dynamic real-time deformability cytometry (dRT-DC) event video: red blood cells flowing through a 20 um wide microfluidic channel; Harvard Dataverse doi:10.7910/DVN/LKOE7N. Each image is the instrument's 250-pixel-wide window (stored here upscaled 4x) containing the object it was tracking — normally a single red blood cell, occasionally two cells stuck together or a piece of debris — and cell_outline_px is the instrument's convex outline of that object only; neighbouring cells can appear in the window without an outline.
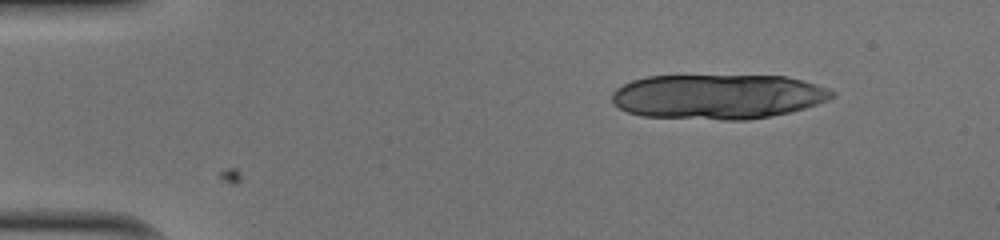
{"species": "human", "species_latin": "Homo sapiens", "temperature_condition": "cold", "stored_images_in_passage": 10, "camera_frame_rate_fps": 3000, "um_per_image_px": 0.085, "donor": {"sex": "male"}, "frame": {"image": 1, "passage_image": 1, "time_ms": 0.0, "image_size_px": [1000, 240], "cell_outline_px": [[836, 96], [828, 100], [804, 108], [772, 116], [748, 120], [720, 120], [644, 116], [628, 112], [612, 104], [612, 92], [616, 88], [632, 80], [648, 76], [784, 76], [804, 80], [832, 88], [836, 92]], "centroid_in_image_um": [61.06, 8.21], "position_along_channel_um": 23.9, "area_um2": 57.92}}